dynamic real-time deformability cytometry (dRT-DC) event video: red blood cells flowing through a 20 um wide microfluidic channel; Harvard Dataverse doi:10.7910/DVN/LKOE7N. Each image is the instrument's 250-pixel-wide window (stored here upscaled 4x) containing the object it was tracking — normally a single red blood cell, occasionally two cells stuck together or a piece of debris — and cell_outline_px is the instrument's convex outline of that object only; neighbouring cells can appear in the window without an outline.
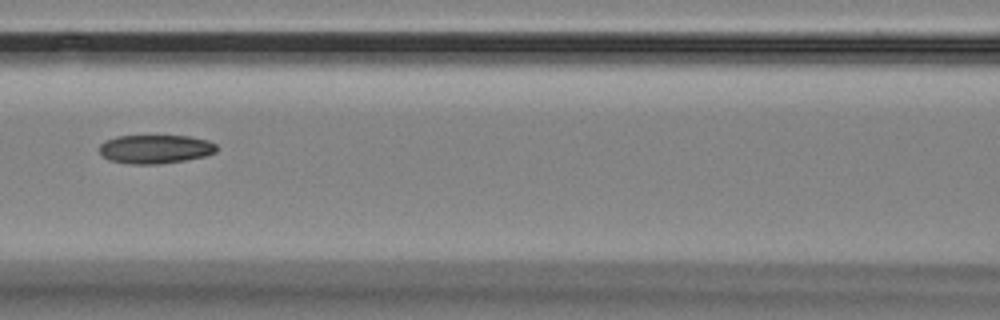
{"species": "Egyptian fruit bat (a non-hibernating species)", "species_latin": "Rousettus aegyptiacus", "temperature_condition": "room temperature", "stored_images_in_passage": 8, "camera_frame_rate_fps": 3000, "um_per_image_px": 0.085, "animal": {"sex": "female"}, "frame": {"image": 1, "passage_image": 8, "time_ms": 8.333, "image_size_px": [1000, 320], "cell_outline_px": [[216, 152], [204, 156], [184, 160], [160, 164], [128, 164], [108, 160], [100, 152], [100, 144], [104, 140], [116, 136], [188, 136], [208, 140], [216, 144]], "centroid_in_image_um": [13.17, 12.67], "position_along_channel_um": 153.4, "area_um2": 19.65}}